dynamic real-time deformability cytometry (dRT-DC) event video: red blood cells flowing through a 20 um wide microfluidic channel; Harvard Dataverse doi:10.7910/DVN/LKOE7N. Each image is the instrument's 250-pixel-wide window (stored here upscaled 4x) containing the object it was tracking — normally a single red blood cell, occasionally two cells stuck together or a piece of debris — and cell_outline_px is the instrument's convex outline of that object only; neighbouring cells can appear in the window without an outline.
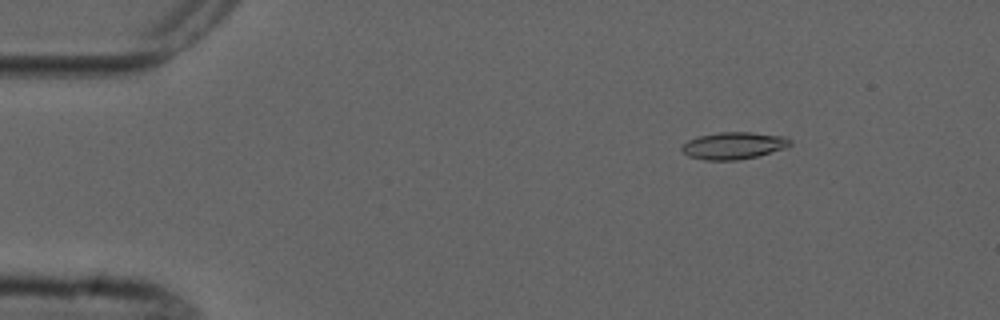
{"species": "common noctule bat (a hibernating species)", "species_latin": "Nyctalus noctula", "temperature_condition": "cold", "stored_images_in_passage": 5, "camera_frame_rate_fps": 3000, "um_per_image_px": 0.085, "animal": {"sex": "male", "forearm_length_mm": 52.5}, "frame": {"image": 1, "passage_image": 3, "time_ms": 2.333, "image_size_px": [1000, 320], "cell_outline_px": [[792, 144], [784, 148], [756, 156], [736, 160], [704, 160], [688, 156], [680, 148], [688, 140], [700, 136], [720, 132], [752, 132], [784, 136], [792, 140]], "centroid_in_image_um": [62.36, 12.37], "position_along_channel_um": 22.6, "area_um2": 16.94}}